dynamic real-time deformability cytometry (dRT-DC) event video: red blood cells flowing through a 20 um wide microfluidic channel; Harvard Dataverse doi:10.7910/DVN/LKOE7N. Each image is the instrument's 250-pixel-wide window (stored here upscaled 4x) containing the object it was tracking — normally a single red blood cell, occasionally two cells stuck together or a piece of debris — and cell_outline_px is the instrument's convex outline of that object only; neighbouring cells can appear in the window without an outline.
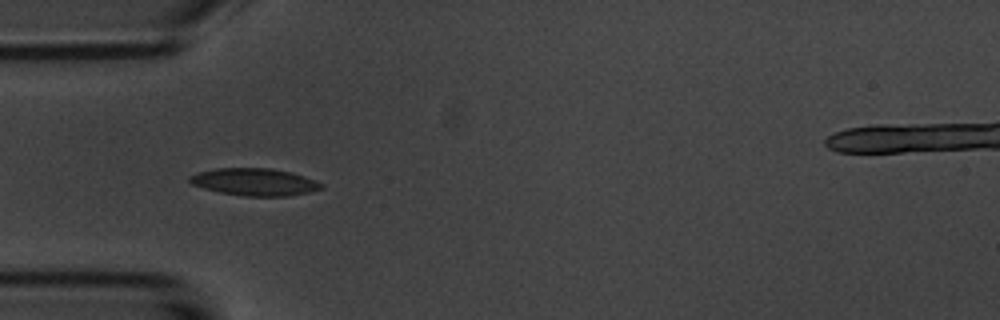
{"species": "common noctule bat (a hibernating species)", "species_latin": "Nyctalus noctula", "temperature_condition": "room temperature", "stored_images_in_passage": 8, "camera_frame_rate_fps": 3000, "um_per_image_px": 0.085, "animal": {"sex": "male", "body_mass_g": 20.1, "forearm_length_mm": 53.5}, "frame": {"image": 1, "passage_image": 5, "time_ms": 4.333, "image_size_px": [1000, 320], "cell_outline_px": [[324, 188], [308, 192], [288, 196], [244, 196], [220, 192], [204, 188], [192, 184], [188, 180], [188, 176], [196, 172], [216, 168], [272, 168], [304, 176], [316, 180], [324, 184]], "centroid_in_image_um": [21.63, 15.46], "position_along_channel_um": 63.4, "area_um2": 20.98}}
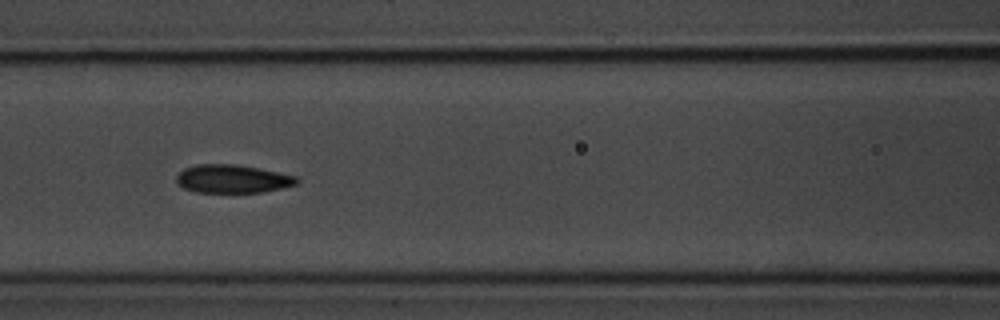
{"frame": {"image": 2, "passage_image": 7, "time_ms": 6.667, "image_size_px": [1000, 320], "cell_outline_px": [[300, 180], [296, 184], [264, 192], [196, 192], [184, 188], [176, 184], [176, 176], [184, 168], [196, 164], [236, 164], [296, 176]], "centroid_in_image_um": [19.71, 15.2], "position_along_channel_um": 146.9, "area_um2": 19.71}}
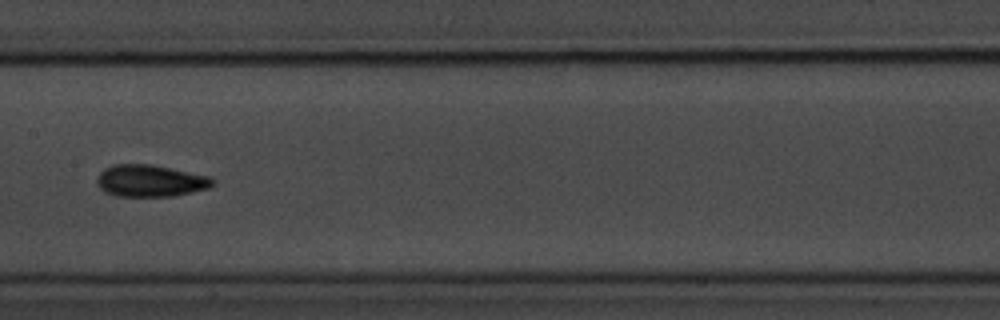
{"frame": {"image": 3, "passage_image": 8, "time_ms": 8.0, "image_size_px": [1000, 320], "cell_outline_px": [[216, 180], [208, 188], [192, 192], [172, 196], [116, 196], [104, 192], [96, 184], [96, 180], [100, 172], [104, 168], [112, 164], [152, 164], [208, 176]], "centroid_in_image_um": [12.73, 15.36], "position_along_channel_um": 194.7, "area_um2": 21.56}}